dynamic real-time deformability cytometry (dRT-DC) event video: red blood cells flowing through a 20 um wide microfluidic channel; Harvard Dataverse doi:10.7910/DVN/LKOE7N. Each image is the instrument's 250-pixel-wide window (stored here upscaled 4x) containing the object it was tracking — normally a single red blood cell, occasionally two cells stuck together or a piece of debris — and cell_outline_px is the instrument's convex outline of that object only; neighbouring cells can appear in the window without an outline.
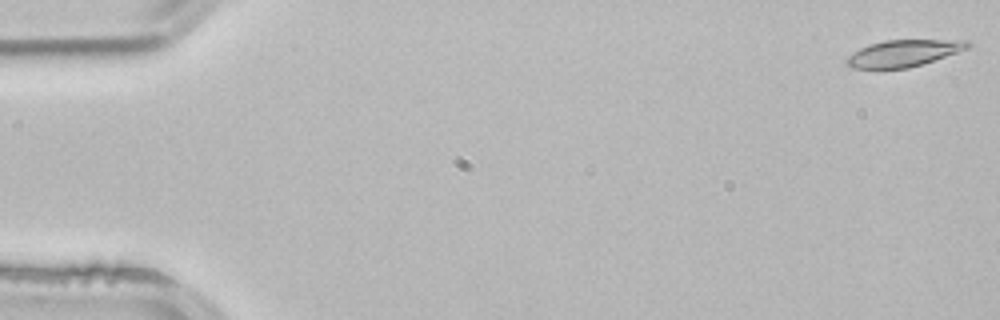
{"species": "common noctule bat (a hibernating species)", "species_latin": "Nyctalus noctula", "temperature_condition": "room temperature", "stored_images_in_passage": 4, "camera_frame_rate_fps": 3000, "um_per_image_px": 0.085, "animal": {"sex": "male", "body_mass_g": 21.5, "forearm_length_mm": 52.0}, "frame": {"image": 1, "passage_image": 1, "time_ms": 0.0, "image_size_px": [1000, 320], "cell_outline_px": [[972, 44], [968, 48], [908, 68], [852, 68], [844, 60], [848, 56], [860, 48], [868, 44], [884, 40], [968, 40]], "centroid_in_image_um": [76.77, 4.51], "position_along_channel_um": 8.2, "area_um2": 18.5}}
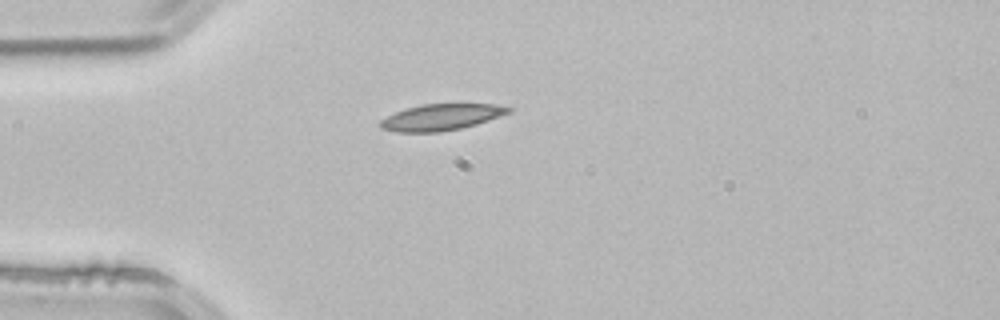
{"frame": {"image": 2, "passage_image": 4, "time_ms": 1.0, "image_size_px": [1000, 320], "cell_outline_px": [[512, 112], [476, 124], [460, 128], [440, 132], [396, 132], [380, 128], [380, 120], [396, 112], [408, 108], [424, 104], [496, 104], [512, 108]], "centroid_in_image_um": [37.52, 9.96], "position_along_channel_um": 47.5, "area_um2": 19.48}}